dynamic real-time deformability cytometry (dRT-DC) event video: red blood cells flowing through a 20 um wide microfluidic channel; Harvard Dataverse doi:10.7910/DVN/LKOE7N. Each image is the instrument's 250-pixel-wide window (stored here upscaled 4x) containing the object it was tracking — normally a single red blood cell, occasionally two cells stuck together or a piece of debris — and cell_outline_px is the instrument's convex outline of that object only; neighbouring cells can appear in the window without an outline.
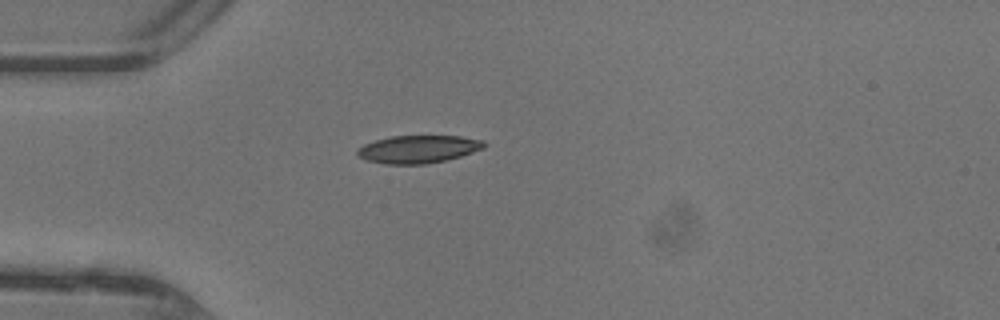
{"species": "common noctule bat (a hibernating species)", "species_latin": "Nyctalus noctula", "temperature_condition": "warm", "stored_images_in_passage": 7, "camera_frame_rate_fps": 3000, "um_per_image_px": 0.085, "animal": {"sex": "female"}, "frame": {"image": 1, "passage_image": 1, "time_ms": 0.0, "image_size_px": [1000, 320], "cell_outline_px": [[488, 144], [484, 148], [460, 156], [444, 160], [424, 164], [384, 164], [368, 160], [356, 156], [356, 152], [364, 144], [376, 140], [392, 136], [460, 136], [484, 140]], "centroid_in_image_um": [35.57, 12.67], "position_along_channel_um": 49.4, "area_um2": 20.4}}
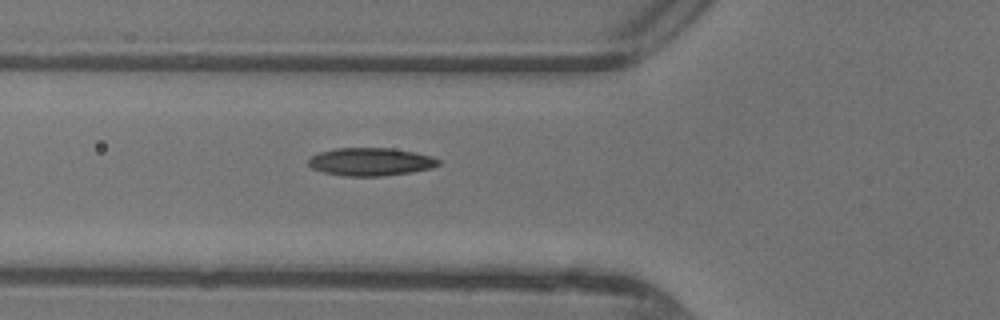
{"frame": {"image": 2, "passage_image": 5, "time_ms": 1.333, "image_size_px": [1000, 320], "cell_outline_px": [[440, 164], [432, 168], [412, 172], [380, 176], [344, 176], [324, 172], [312, 168], [308, 164], [308, 160], [312, 156], [320, 152], [336, 148], [392, 148], [432, 156], [440, 160]], "centroid_in_image_um": [31.52, 13.75], "position_along_channel_um": 94.3, "area_um2": 21.1}}
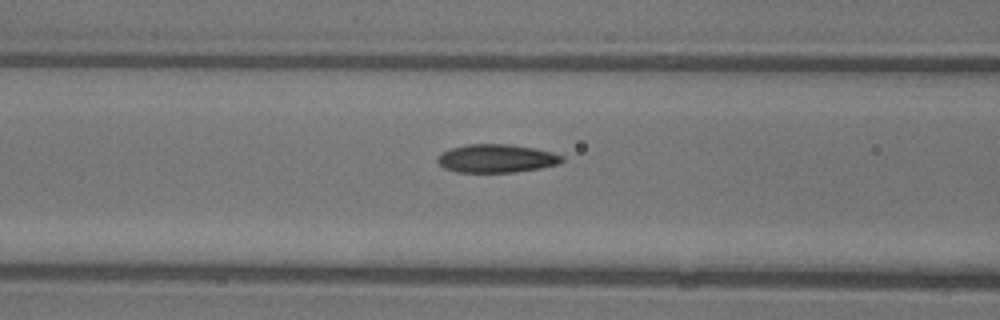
{"frame": {"image": 3, "passage_image": 7, "time_ms": 2.0, "image_size_px": [1000, 320], "cell_outline_px": [[564, 160], [560, 164], [540, 168], [516, 172], [456, 172], [444, 168], [436, 160], [440, 152], [452, 148], [468, 144], [512, 144], [536, 148], [552, 152], [564, 156]], "centroid_in_image_um": [42.22, 13.46], "position_along_channel_um": 124.4, "area_um2": 20.75}}